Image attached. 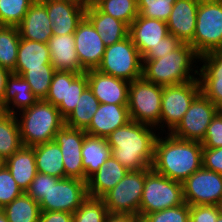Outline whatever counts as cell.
<instances>
[{
  "label": "cell",
  "mask_w": 222,
  "mask_h": 222,
  "mask_svg": "<svg viewBox=\"0 0 222 222\" xmlns=\"http://www.w3.org/2000/svg\"><path fill=\"white\" fill-rule=\"evenodd\" d=\"M10 71L0 66V110H2V100L5 93V86Z\"/></svg>",
  "instance_id": "50"
},
{
  "label": "cell",
  "mask_w": 222,
  "mask_h": 222,
  "mask_svg": "<svg viewBox=\"0 0 222 222\" xmlns=\"http://www.w3.org/2000/svg\"><path fill=\"white\" fill-rule=\"evenodd\" d=\"M130 120L128 104L100 103L84 131L91 136L106 138Z\"/></svg>",
  "instance_id": "20"
},
{
  "label": "cell",
  "mask_w": 222,
  "mask_h": 222,
  "mask_svg": "<svg viewBox=\"0 0 222 222\" xmlns=\"http://www.w3.org/2000/svg\"><path fill=\"white\" fill-rule=\"evenodd\" d=\"M203 167L222 175V147L203 148Z\"/></svg>",
  "instance_id": "47"
},
{
  "label": "cell",
  "mask_w": 222,
  "mask_h": 222,
  "mask_svg": "<svg viewBox=\"0 0 222 222\" xmlns=\"http://www.w3.org/2000/svg\"><path fill=\"white\" fill-rule=\"evenodd\" d=\"M198 80L201 93L222 110V50L200 56Z\"/></svg>",
  "instance_id": "17"
},
{
  "label": "cell",
  "mask_w": 222,
  "mask_h": 222,
  "mask_svg": "<svg viewBox=\"0 0 222 222\" xmlns=\"http://www.w3.org/2000/svg\"><path fill=\"white\" fill-rule=\"evenodd\" d=\"M18 27L0 26V66L15 73L20 43Z\"/></svg>",
  "instance_id": "35"
},
{
  "label": "cell",
  "mask_w": 222,
  "mask_h": 222,
  "mask_svg": "<svg viewBox=\"0 0 222 222\" xmlns=\"http://www.w3.org/2000/svg\"><path fill=\"white\" fill-rule=\"evenodd\" d=\"M217 209H218V212H219V215L222 216V199L217 203Z\"/></svg>",
  "instance_id": "54"
},
{
  "label": "cell",
  "mask_w": 222,
  "mask_h": 222,
  "mask_svg": "<svg viewBox=\"0 0 222 222\" xmlns=\"http://www.w3.org/2000/svg\"><path fill=\"white\" fill-rule=\"evenodd\" d=\"M182 42L175 36L169 34L161 40L156 46L152 47L143 57L142 60H153L163 57L177 49Z\"/></svg>",
  "instance_id": "44"
},
{
  "label": "cell",
  "mask_w": 222,
  "mask_h": 222,
  "mask_svg": "<svg viewBox=\"0 0 222 222\" xmlns=\"http://www.w3.org/2000/svg\"><path fill=\"white\" fill-rule=\"evenodd\" d=\"M201 93L198 79L182 84L163 86L160 130L170 133L181 121L193 100ZM163 123V124H162ZM167 125V126H166Z\"/></svg>",
  "instance_id": "10"
},
{
  "label": "cell",
  "mask_w": 222,
  "mask_h": 222,
  "mask_svg": "<svg viewBox=\"0 0 222 222\" xmlns=\"http://www.w3.org/2000/svg\"><path fill=\"white\" fill-rule=\"evenodd\" d=\"M88 197L87 182L76 178L51 176V187L39 203L41 211L74 213Z\"/></svg>",
  "instance_id": "11"
},
{
  "label": "cell",
  "mask_w": 222,
  "mask_h": 222,
  "mask_svg": "<svg viewBox=\"0 0 222 222\" xmlns=\"http://www.w3.org/2000/svg\"><path fill=\"white\" fill-rule=\"evenodd\" d=\"M218 216L216 205L190 206L189 222H216Z\"/></svg>",
  "instance_id": "46"
},
{
  "label": "cell",
  "mask_w": 222,
  "mask_h": 222,
  "mask_svg": "<svg viewBox=\"0 0 222 222\" xmlns=\"http://www.w3.org/2000/svg\"><path fill=\"white\" fill-rule=\"evenodd\" d=\"M182 184L184 202L190 206L217 205L222 199V175L203 166Z\"/></svg>",
  "instance_id": "14"
},
{
  "label": "cell",
  "mask_w": 222,
  "mask_h": 222,
  "mask_svg": "<svg viewBox=\"0 0 222 222\" xmlns=\"http://www.w3.org/2000/svg\"><path fill=\"white\" fill-rule=\"evenodd\" d=\"M0 222H8L7 216L5 215L3 209H0Z\"/></svg>",
  "instance_id": "53"
},
{
  "label": "cell",
  "mask_w": 222,
  "mask_h": 222,
  "mask_svg": "<svg viewBox=\"0 0 222 222\" xmlns=\"http://www.w3.org/2000/svg\"><path fill=\"white\" fill-rule=\"evenodd\" d=\"M37 101L38 98L33 94L28 82L21 75L11 72L6 81L2 111L17 115L18 110L30 108ZM14 108H17V111Z\"/></svg>",
  "instance_id": "25"
},
{
  "label": "cell",
  "mask_w": 222,
  "mask_h": 222,
  "mask_svg": "<svg viewBox=\"0 0 222 222\" xmlns=\"http://www.w3.org/2000/svg\"><path fill=\"white\" fill-rule=\"evenodd\" d=\"M45 6L52 25L53 35L74 34L85 17V6L62 0H40Z\"/></svg>",
  "instance_id": "19"
},
{
  "label": "cell",
  "mask_w": 222,
  "mask_h": 222,
  "mask_svg": "<svg viewBox=\"0 0 222 222\" xmlns=\"http://www.w3.org/2000/svg\"><path fill=\"white\" fill-rule=\"evenodd\" d=\"M108 215L102 198L88 196L73 213V222H106Z\"/></svg>",
  "instance_id": "37"
},
{
  "label": "cell",
  "mask_w": 222,
  "mask_h": 222,
  "mask_svg": "<svg viewBox=\"0 0 222 222\" xmlns=\"http://www.w3.org/2000/svg\"><path fill=\"white\" fill-rule=\"evenodd\" d=\"M219 110L215 104L200 93L170 134L182 140L202 142L207 127Z\"/></svg>",
  "instance_id": "13"
},
{
  "label": "cell",
  "mask_w": 222,
  "mask_h": 222,
  "mask_svg": "<svg viewBox=\"0 0 222 222\" xmlns=\"http://www.w3.org/2000/svg\"><path fill=\"white\" fill-rule=\"evenodd\" d=\"M177 0H137L139 15L167 21Z\"/></svg>",
  "instance_id": "40"
},
{
  "label": "cell",
  "mask_w": 222,
  "mask_h": 222,
  "mask_svg": "<svg viewBox=\"0 0 222 222\" xmlns=\"http://www.w3.org/2000/svg\"><path fill=\"white\" fill-rule=\"evenodd\" d=\"M62 1L69 2L72 4H77L79 6H85V0H62Z\"/></svg>",
  "instance_id": "52"
},
{
  "label": "cell",
  "mask_w": 222,
  "mask_h": 222,
  "mask_svg": "<svg viewBox=\"0 0 222 222\" xmlns=\"http://www.w3.org/2000/svg\"><path fill=\"white\" fill-rule=\"evenodd\" d=\"M8 222H38L41 215L39 203L26 192L2 208Z\"/></svg>",
  "instance_id": "34"
},
{
  "label": "cell",
  "mask_w": 222,
  "mask_h": 222,
  "mask_svg": "<svg viewBox=\"0 0 222 222\" xmlns=\"http://www.w3.org/2000/svg\"><path fill=\"white\" fill-rule=\"evenodd\" d=\"M36 0H0V26L17 27Z\"/></svg>",
  "instance_id": "38"
},
{
  "label": "cell",
  "mask_w": 222,
  "mask_h": 222,
  "mask_svg": "<svg viewBox=\"0 0 222 222\" xmlns=\"http://www.w3.org/2000/svg\"><path fill=\"white\" fill-rule=\"evenodd\" d=\"M85 17L94 26L106 47L128 37L129 26L125 22L103 13L98 7L86 8Z\"/></svg>",
  "instance_id": "27"
},
{
  "label": "cell",
  "mask_w": 222,
  "mask_h": 222,
  "mask_svg": "<svg viewBox=\"0 0 222 222\" xmlns=\"http://www.w3.org/2000/svg\"><path fill=\"white\" fill-rule=\"evenodd\" d=\"M17 27L22 39L48 44L53 36L46 6L40 0H36L30 6Z\"/></svg>",
  "instance_id": "23"
},
{
  "label": "cell",
  "mask_w": 222,
  "mask_h": 222,
  "mask_svg": "<svg viewBox=\"0 0 222 222\" xmlns=\"http://www.w3.org/2000/svg\"><path fill=\"white\" fill-rule=\"evenodd\" d=\"M4 165L25 192L37 174L34 148L22 146L5 160Z\"/></svg>",
  "instance_id": "28"
},
{
  "label": "cell",
  "mask_w": 222,
  "mask_h": 222,
  "mask_svg": "<svg viewBox=\"0 0 222 222\" xmlns=\"http://www.w3.org/2000/svg\"><path fill=\"white\" fill-rule=\"evenodd\" d=\"M24 191L17 185L8 168L3 165L0 168V209L10 204Z\"/></svg>",
  "instance_id": "42"
},
{
  "label": "cell",
  "mask_w": 222,
  "mask_h": 222,
  "mask_svg": "<svg viewBox=\"0 0 222 222\" xmlns=\"http://www.w3.org/2000/svg\"><path fill=\"white\" fill-rule=\"evenodd\" d=\"M199 59L200 56L190 44L182 43L177 49L161 58L143 60L142 77L160 86L193 81L198 79L199 73L198 69L194 70L193 64L198 63Z\"/></svg>",
  "instance_id": "3"
},
{
  "label": "cell",
  "mask_w": 222,
  "mask_h": 222,
  "mask_svg": "<svg viewBox=\"0 0 222 222\" xmlns=\"http://www.w3.org/2000/svg\"><path fill=\"white\" fill-rule=\"evenodd\" d=\"M87 86V71L81 74L71 71H55L49 92L44 100L57 107L61 115L66 118L76 107Z\"/></svg>",
  "instance_id": "12"
},
{
  "label": "cell",
  "mask_w": 222,
  "mask_h": 222,
  "mask_svg": "<svg viewBox=\"0 0 222 222\" xmlns=\"http://www.w3.org/2000/svg\"><path fill=\"white\" fill-rule=\"evenodd\" d=\"M190 205L183 204L147 214L142 222H189Z\"/></svg>",
  "instance_id": "41"
},
{
  "label": "cell",
  "mask_w": 222,
  "mask_h": 222,
  "mask_svg": "<svg viewBox=\"0 0 222 222\" xmlns=\"http://www.w3.org/2000/svg\"><path fill=\"white\" fill-rule=\"evenodd\" d=\"M184 203L182 182L171 180L151 169L145 176L139 216L167 208L177 207Z\"/></svg>",
  "instance_id": "5"
},
{
  "label": "cell",
  "mask_w": 222,
  "mask_h": 222,
  "mask_svg": "<svg viewBox=\"0 0 222 222\" xmlns=\"http://www.w3.org/2000/svg\"><path fill=\"white\" fill-rule=\"evenodd\" d=\"M75 49L81 67L85 70L97 69L106 46L91 22L84 17L74 33Z\"/></svg>",
  "instance_id": "16"
},
{
  "label": "cell",
  "mask_w": 222,
  "mask_h": 222,
  "mask_svg": "<svg viewBox=\"0 0 222 222\" xmlns=\"http://www.w3.org/2000/svg\"><path fill=\"white\" fill-rule=\"evenodd\" d=\"M98 99L89 86L82 92L76 107L65 118V125L71 128L85 130L99 107Z\"/></svg>",
  "instance_id": "33"
},
{
  "label": "cell",
  "mask_w": 222,
  "mask_h": 222,
  "mask_svg": "<svg viewBox=\"0 0 222 222\" xmlns=\"http://www.w3.org/2000/svg\"><path fill=\"white\" fill-rule=\"evenodd\" d=\"M37 172L57 178H65L60 147L55 140L33 146Z\"/></svg>",
  "instance_id": "30"
},
{
  "label": "cell",
  "mask_w": 222,
  "mask_h": 222,
  "mask_svg": "<svg viewBox=\"0 0 222 222\" xmlns=\"http://www.w3.org/2000/svg\"><path fill=\"white\" fill-rule=\"evenodd\" d=\"M43 65H52L48 44L20 38L15 69H36Z\"/></svg>",
  "instance_id": "31"
},
{
  "label": "cell",
  "mask_w": 222,
  "mask_h": 222,
  "mask_svg": "<svg viewBox=\"0 0 222 222\" xmlns=\"http://www.w3.org/2000/svg\"><path fill=\"white\" fill-rule=\"evenodd\" d=\"M216 222H222V216L219 215Z\"/></svg>",
  "instance_id": "56"
},
{
  "label": "cell",
  "mask_w": 222,
  "mask_h": 222,
  "mask_svg": "<svg viewBox=\"0 0 222 222\" xmlns=\"http://www.w3.org/2000/svg\"><path fill=\"white\" fill-rule=\"evenodd\" d=\"M198 6L195 0H177L166 21L169 34L189 44L194 38Z\"/></svg>",
  "instance_id": "22"
},
{
  "label": "cell",
  "mask_w": 222,
  "mask_h": 222,
  "mask_svg": "<svg viewBox=\"0 0 222 222\" xmlns=\"http://www.w3.org/2000/svg\"><path fill=\"white\" fill-rule=\"evenodd\" d=\"M22 146L17 116L0 110V157L6 160Z\"/></svg>",
  "instance_id": "32"
},
{
  "label": "cell",
  "mask_w": 222,
  "mask_h": 222,
  "mask_svg": "<svg viewBox=\"0 0 222 222\" xmlns=\"http://www.w3.org/2000/svg\"><path fill=\"white\" fill-rule=\"evenodd\" d=\"M55 71L52 65H43V68L15 69V74L28 82L33 94L40 100L46 98Z\"/></svg>",
  "instance_id": "36"
},
{
  "label": "cell",
  "mask_w": 222,
  "mask_h": 222,
  "mask_svg": "<svg viewBox=\"0 0 222 222\" xmlns=\"http://www.w3.org/2000/svg\"><path fill=\"white\" fill-rule=\"evenodd\" d=\"M98 8L103 13L125 22L128 26L139 15L137 0H105Z\"/></svg>",
  "instance_id": "39"
},
{
  "label": "cell",
  "mask_w": 222,
  "mask_h": 222,
  "mask_svg": "<svg viewBox=\"0 0 222 222\" xmlns=\"http://www.w3.org/2000/svg\"><path fill=\"white\" fill-rule=\"evenodd\" d=\"M197 2H206V1H213V0H195Z\"/></svg>",
  "instance_id": "57"
},
{
  "label": "cell",
  "mask_w": 222,
  "mask_h": 222,
  "mask_svg": "<svg viewBox=\"0 0 222 222\" xmlns=\"http://www.w3.org/2000/svg\"><path fill=\"white\" fill-rule=\"evenodd\" d=\"M88 86L99 103L128 104L130 82L101 73L97 69L87 71Z\"/></svg>",
  "instance_id": "18"
},
{
  "label": "cell",
  "mask_w": 222,
  "mask_h": 222,
  "mask_svg": "<svg viewBox=\"0 0 222 222\" xmlns=\"http://www.w3.org/2000/svg\"><path fill=\"white\" fill-rule=\"evenodd\" d=\"M38 222H73V214L63 211H41Z\"/></svg>",
  "instance_id": "48"
},
{
  "label": "cell",
  "mask_w": 222,
  "mask_h": 222,
  "mask_svg": "<svg viewBox=\"0 0 222 222\" xmlns=\"http://www.w3.org/2000/svg\"><path fill=\"white\" fill-rule=\"evenodd\" d=\"M87 133L83 129L64 125L55 134V142L60 147L65 170V177L85 181L82 165V146Z\"/></svg>",
  "instance_id": "15"
},
{
  "label": "cell",
  "mask_w": 222,
  "mask_h": 222,
  "mask_svg": "<svg viewBox=\"0 0 222 222\" xmlns=\"http://www.w3.org/2000/svg\"><path fill=\"white\" fill-rule=\"evenodd\" d=\"M51 64L56 71L86 72L80 65L74 34L53 35L48 42Z\"/></svg>",
  "instance_id": "24"
},
{
  "label": "cell",
  "mask_w": 222,
  "mask_h": 222,
  "mask_svg": "<svg viewBox=\"0 0 222 222\" xmlns=\"http://www.w3.org/2000/svg\"><path fill=\"white\" fill-rule=\"evenodd\" d=\"M105 0H85V8H96Z\"/></svg>",
  "instance_id": "51"
},
{
  "label": "cell",
  "mask_w": 222,
  "mask_h": 222,
  "mask_svg": "<svg viewBox=\"0 0 222 222\" xmlns=\"http://www.w3.org/2000/svg\"><path fill=\"white\" fill-rule=\"evenodd\" d=\"M168 35L167 23L159 19L138 15L129 26L128 36L142 57Z\"/></svg>",
  "instance_id": "21"
},
{
  "label": "cell",
  "mask_w": 222,
  "mask_h": 222,
  "mask_svg": "<svg viewBox=\"0 0 222 222\" xmlns=\"http://www.w3.org/2000/svg\"><path fill=\"white\" fill-rule=\"evenodd\" d=\"M20 120H19V117ZM17 121L23 146L33 147L54 140L56 132L65 125L59 109L44 99L19 111Z\"/></svg>",
  "instance_id": "4"
},
{
  "label": "cell",
  "mask_w": 222,
  "mask_h": 222,
  "mask_svg": "<svg viewBox=\"0 0 222 222\" xmlns=\"http://www.w3.org/2000/svg\"><path fill=\"white\" fill-rule=\"evenodd\" d=\"M81 151L85 182H87L111 156V149L107 144L106 138L87 134Z\"/></svg>",
  "instance_id": "29"
},
{
  "label": "cell",
  "mask_w": 222,
  "mask_h": 222,
  "mask_svg": "<svg viewBox=\"0 0 222 222\" xmlns=\"http://www.w3.org/2000/svg\"><path fill=\"white\" fill-rule=\"evenodd\" d=\"M127 170L112 155L87 181L88 196L102 198L126 175Z\"/></svg>",
  "instance_id": "26"
},
{
  "label": "cell",
  "mask_w": 222,
  "mask_h": 222,
  "mask_svg": "<svg viewBox=\"0 0 222 222\" xmlns=\"http://www.w3.org/2000/svg\"><path fill=\"white\" fill-rule=\"evenodd\" d=\"M162 93L163 86L149 82L143 77L131 81L128 94L130 119L159 130Z\"/></svg>",
  "instance_id": "6"
},
{
  "label": "cell",
  "mask_w": 222,
  "mask_h": 222,
  "mask_svg": "<svg viewBox=\"0 0 222 222\" xmlns=\"http://www.w3.org/2000/svg\"><path fill=\"white\" fill-rule=\"evenodd\" d=\"M166 134L165 138L158 135L156 139L152 169L171 180L184 182L203 166L202 144Z\"/></svg>",
  "instance_id": "2"
},
{
  "label": "cell",
  "mask_w": 222,
  "mask_h": 222,
  "mask_svg": "<svg viewBox=\"0 0 222 222\" xmlns=\"http://www.w3.org/2000/svg\"><path fill=\"white\" fill-rule=\"evenodd\" d=\"M5 160L0 157V168L4 165Z\"/></svg>",
  "instance_id": "55"
},
{
  "label": "cell",
  "mask_w": 222,
  "mask_h": 222,
  "mask_svg": "<svg viewBox=\"0 0 222 222\" xmlns=\"http://www.w3.org/2000/svg\"><path fill=\"white\" fill-rule=\"evenodd\" d=\"M51 187V176L37 172L29 188L25 191L37 203L47 195Z\"/></svg>",
  "instance_id": "45"
},
{
  "label": "cell",
  "mask_w": 222,
  "mask_h": 222,
  "mask_svg": "<svg viewBox=\"0 0 222 222\" xmlns=\"http://www.w3.org/2000/svg\"><path fill=\"white\" fill-rule=\"evenodd\" d=\"M143 60L131 38L106 47L97 70L131 82L142 77Z\"/></svg>",
  "instance_id": "8"
},
{
  "label": "cell",
  "mask_w": 222,
  "mask_h": 222,
  "mask_svg": "<svg viewBox=\"0 0 222 222\" xmlns=\"http://www.w3.org/2000/svg\"><path fill=\"white\" fill-rule=\"evenodd\" d=\"M203 148H219L222 147V110L220 109L213 117L203 141Z\"/></svg>",
  "instance_id": "43"
},
{
  "label": "cell",
  "mask_w": 222,
  "mask_h": 222,
  "mask_svg": "<svg viewBox=\"0 0 222 222\" xmlns=\"http://www.w3.org/2000/svg\"><path fill=\"white\" fill-rule=\"evenodd\" d=\"M106 222H142V218L132 214H109Z\"/></svg>",
  "instance_id": "49"
},
{
  "label": "cell",
  "mask_w": 222,
  "mask_h": 222,
  "mask_svg": "<svg viewBox=\"0 0 222 222\" xmlns=\"http://www.w3.org/2000/svg\"><path fill=\"white\" fill-rule=\"evenodd\" d=\"M156 128L130 120L106 137L111 155L129 171L152 168Z\"/></svg>",
  "instance_id": "1"
},
{
  "label": "cell",
  "mask_w": 222,
  "mask_h": 222,
  "mask_svg": "<svg viewBox=\"0 0 222 222\" xmlns=\"http://www.w3.org/2000/svg\"><path fill=\"white\" fill-rule=\"evenodd\" d=\"M151 169L128 171L116 186L102 197L109 214L139 216L145 176Z\"/></svg>",
  "instance_id": "9"
},
{
  "label": "cell",
  "mask_w": 222,
  "mask_h": 222,
  "mask_svg": "<svg viewBox=\"0 0 222 222\" xmlns=\"http://www.w3.org/2000/svg\"><path fill=\"white\" fill-rule=\"evenodd\" d=\"M189 44L199 56L222 50V0L199 2L194 38Z\"/></svg>",
  "instance_id": "7"
}]
</instances>
